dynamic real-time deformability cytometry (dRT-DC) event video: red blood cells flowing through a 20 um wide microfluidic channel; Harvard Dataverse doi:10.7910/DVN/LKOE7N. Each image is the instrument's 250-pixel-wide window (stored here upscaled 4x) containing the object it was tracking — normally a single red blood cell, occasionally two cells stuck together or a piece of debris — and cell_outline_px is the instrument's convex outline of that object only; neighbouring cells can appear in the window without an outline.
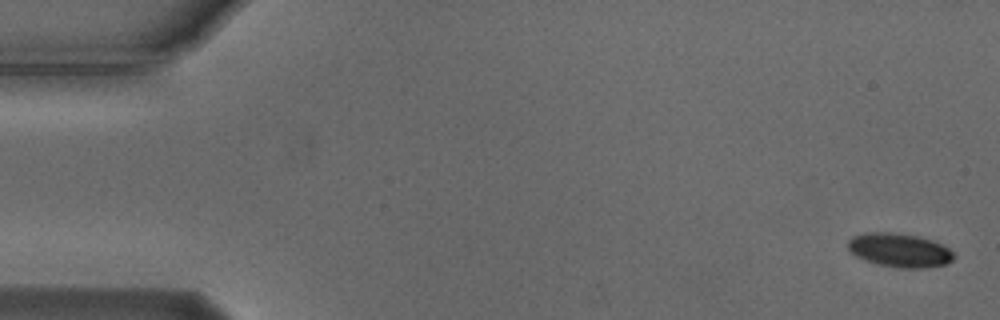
{"species": "Egyptian fruit bat (a non-hibernating species)", "species_latin": "Rousettus aegyptiacus", "temperature_condition": "cold", "stored_images_in_passage": 55, "camera_frame_rate_fps": 3000, "um_per_image_px": 0.085, "animal": {"sex": "male"}, "frame": {"image": 1, "passage_image": 1, "time_ms": 0.0, "image_size_px": [1000, 320], "cell_outline_px": [[956, 256], [952, 260], [944, 264], [920, 268], [900, 268], [880, 264], [864, 260], [856, 256], [848, 248], [848, 240], [852, 236], [864, 232], [888, 232], [920, 236], [932, 240], [948, 248]], "centroid_in_image_um": [76.43, 21.25], "position_along_channel_um": 8.6, "area_um2": 20.75}}
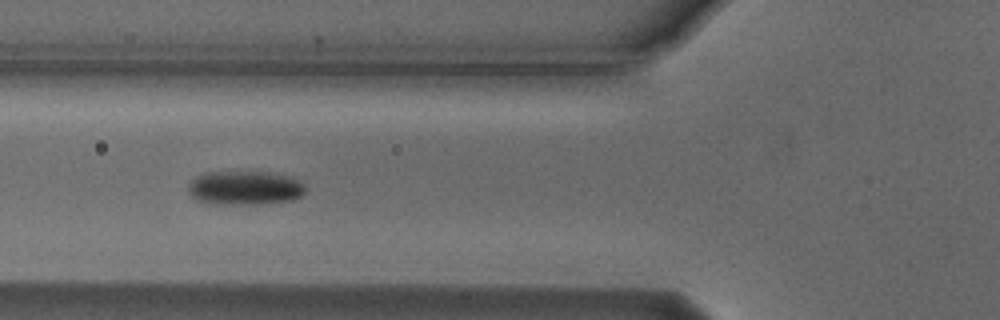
{"frame": {"image": 2, "passage_image": 20, "time_ms": 6.333, "image_size_px": [1000, 320], "cell_outline_px": [[304, 192], [300, 196], [292, 200], [260, 204], [212, 204], [196, 200], [188, 192], [188, 184], [196, 176], [204, 172], [272, 172], [288, 176], [300, 180], [304, 184]], "centroid_in_image_um": [20.79, 15.97], "position_along_channel_um": 105.0, "area_um2": 23.41}}
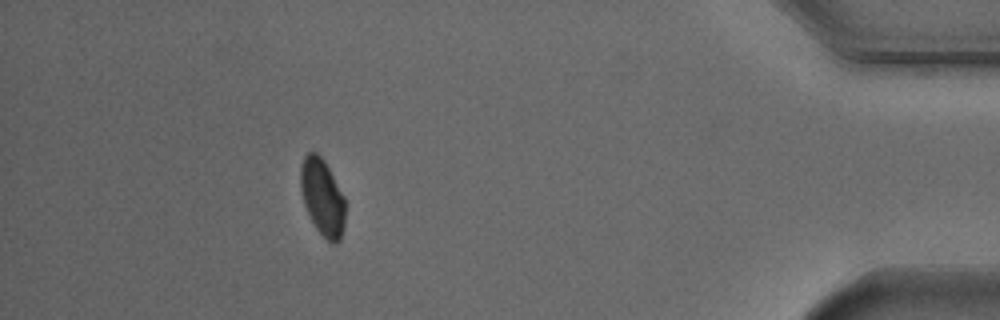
{"frame": {"image": 3, "passage_image": 49, "time_ms": 16.0, "image_size_px": [1000, 320], "cell_outline_px": [[344, 228], [340, 240], [336, 244], [332, 244], [316, 228], [304, 204], [300, 188], [300, 164], [304, 156], [308, 152], [316, 152], [324, 160], [344, 196]], "centroid_in_image_um": [27.39, 16.75], "position_along_channel_um": 407.8, "area_um2": 19.88}, "authors_computed_cell_mechanics": {"area_um2": 21.675, "velocity_mm_per_s": 3.7157, "shape_relaxation_time_tau1_ms": 2.3208, "shape_relaxation_time_tau2_ms": null, "deformation_change_tau1": 0.0765, "deformation_change_tau2": null}}